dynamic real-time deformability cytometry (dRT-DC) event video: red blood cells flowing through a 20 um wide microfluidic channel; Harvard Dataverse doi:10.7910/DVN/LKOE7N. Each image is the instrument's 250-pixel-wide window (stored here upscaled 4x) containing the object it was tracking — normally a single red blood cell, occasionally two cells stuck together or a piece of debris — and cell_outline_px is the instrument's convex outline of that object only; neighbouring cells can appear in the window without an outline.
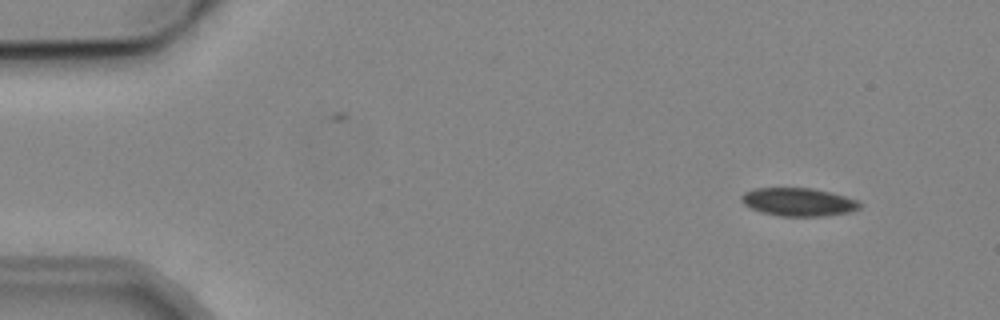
{"species": "common noctule bat (a hibernating species)", "species_latin": "Nyctalus noctula", "temperature_condition": "cold", "stored_images_in_passage": 4, "camera_frame_rate_fps": 3000, "um_per_image_px": 0.085, "animal": {"sex": "male", "body_mass_g": 19.2, "forearm_length_mm": 51.8}, "frame": {"image": 1, "passage_image": 1, "time_ms": 0.0, "image_size_px": [1000, 320], "cell_outline_px": [[864, 204], [860, 208], [848, 212], [824, 216], [780, 216], [764, 212], [752, 208], [744, 204], [740, 200], [740, 196], [744, 192], [752, 188], [812, 188], [860, 200]], "centroid_in_image_um": [67.88, 17.16], "position_along_channel_um": 17.1, "area_um2": 19.42}}